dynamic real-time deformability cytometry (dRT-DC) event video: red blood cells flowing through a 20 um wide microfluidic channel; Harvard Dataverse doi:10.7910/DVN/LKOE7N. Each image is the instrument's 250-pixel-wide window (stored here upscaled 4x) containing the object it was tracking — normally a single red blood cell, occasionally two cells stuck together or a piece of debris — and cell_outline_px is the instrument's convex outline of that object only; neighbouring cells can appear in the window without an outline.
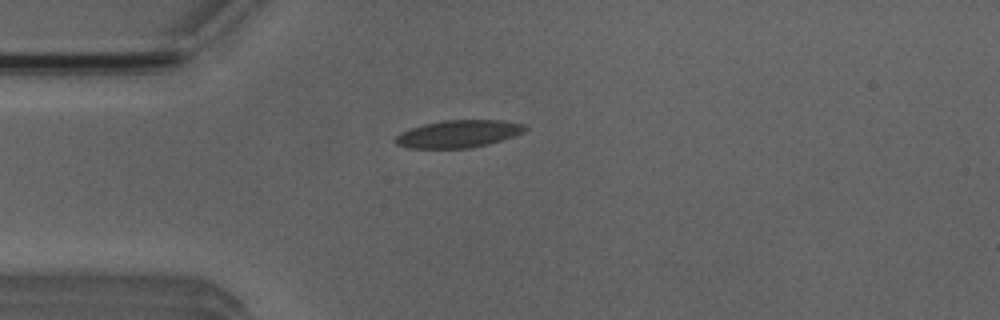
{"species": "Egyptian fruit bat (a non-hibernating species)", "species_latin": "Rousettus aegyptiacus", "temperature_condition": "room temperature", "stored_images_in_passage": 1, "camera_frame_rate_fps": 3000, "um_per_image_px": 0.085, "animal": {"sex": "male"}, "frame": {"image": 1, "passage_image": 1, "time_ms": 0.0, "image_size_px": [1000, 320], "cell_outline_px": [[528, 128], [524, 132], [488, 144], [468, 148], [408, 148], [396, 144], [392, 140], [400, 132], [424, 124], [444, 120], [504, 120], [524, 124]], "centroid_in_image_um": [38.94, 11.37], "position_along_channel_um": 46.1, "area_um2": 20.69}}